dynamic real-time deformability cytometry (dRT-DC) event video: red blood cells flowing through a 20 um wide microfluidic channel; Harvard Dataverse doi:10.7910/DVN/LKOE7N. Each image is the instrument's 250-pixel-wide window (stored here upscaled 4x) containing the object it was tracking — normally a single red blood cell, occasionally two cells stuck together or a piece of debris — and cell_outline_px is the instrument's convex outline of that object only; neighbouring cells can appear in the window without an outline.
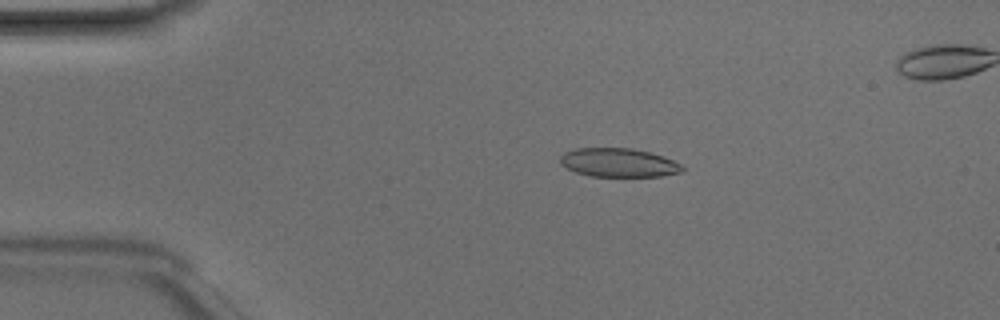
{"species": "Egyptian fruit bat (a non-hibernating species)", "species_latin": "Rousettus aegyptiacus", "temperature_condition": "room temperature", "stored_images_in_passage": 47, "camera_frame_rate_fps": 3000, "um_per_image_px": 0.085, "animal": {"sex": "male"}, "frame": {"image": 1, "passage_image": 10, "time_ms": 3.0, "image_size_px": [1000, 320], "cell_outline_px": [[684, 168], [680, 172], [660, 176], [592, 176], [576, 172], [560, 164], [560, 156], [564, 152], [576, 148], [632, 148], [664, 156], [680, 164]], "centroid_in_image_um": [52.55, 13.81], "position_along_channel_um": 32.4, "area_um2": 20.29}}
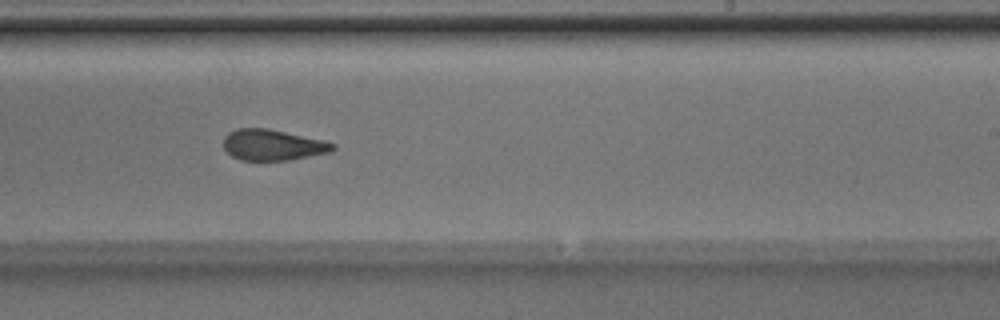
{"frame": {"image": 2, "passage_image": 30, "time_ms": 9.667, "image_size_px": [1000, 320], "cell_outline_px": [[336, 148], [332, 152], [288, 160], [240, 160], [232, 156], [224, 148], [224, 136], [228, 132], [236, 128], [268, 128], [324, 140], [336, 144]], "centroid_in_image_um": [23.2, 12.31], "position_along_channel_um": 265.8, "area_um2": 19.83}}
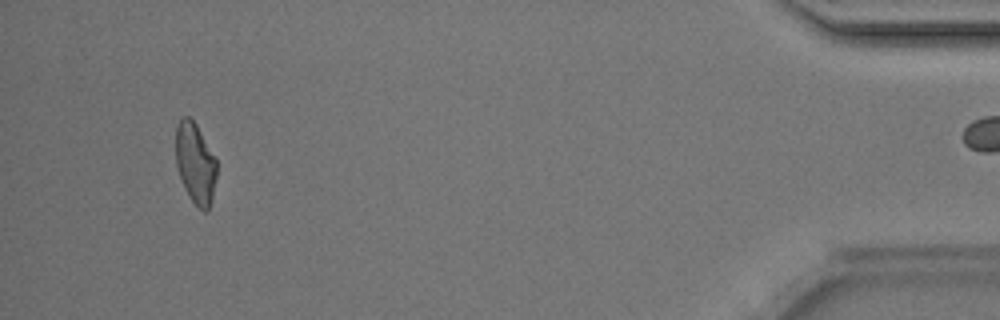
{"frame": {"image": 3, "passage_image": 46, "time_ms": 15.0, "image_size_px": [1000, 320], "cell_outline_px": [[216, 176], [212, 196], [208, 212], [204, 212], [192, 200], [184, 188], [176, 164], [176, 128], [180, 120], [184, 116], [188, 116], [196, 124], [216, 160]], "centroid_in_image_um": [16.59, 13.88], "position_along_channel_um": 418.6, "area_um2": 18.84}, "authors_computed_cell_mechanics": {"area_um2": 20.6924, "velocity_mm_per_s": 4.2187, "shape_relaxation_time_tau1_ms": 7.9048, "shape_relaxation_time_tau2_ms": 1.8451, "deformation_change_tau1": 0.1969, "deformation_change_tau2": 0.0807}}